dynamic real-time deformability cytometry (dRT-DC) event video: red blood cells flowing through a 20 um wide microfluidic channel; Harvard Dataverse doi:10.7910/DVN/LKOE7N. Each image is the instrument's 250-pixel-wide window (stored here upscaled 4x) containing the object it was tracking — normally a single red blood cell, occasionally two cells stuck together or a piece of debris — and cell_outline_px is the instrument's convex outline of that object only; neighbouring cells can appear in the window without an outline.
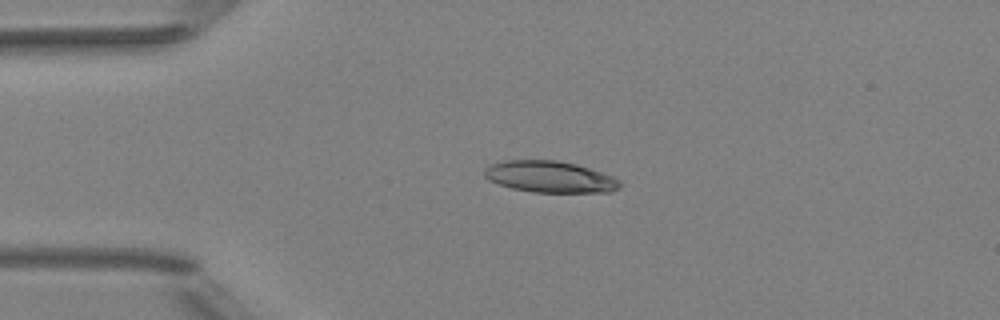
{"species": "Egyptian fruit bat (a non-hibernating species)", "species_latin": "Rousettus aegyptiacus", "temperature_condition": "room temperature", "stored_images_in_passage": 2, "camera_frame_rate_fps": 3000, "um_per_image_px": 0.085, "animal": {"sex": "female"}, "frame": {"image": 1, "passage_image": 1, "time_ms": 0.0, "image_size_px": [1000, 320], "cell_outline_px": [[620, 188], [612, 192], [532, 192], [512, 188], [488, 180], [484, 176], [484, 168], [492, 164], [504, 160], [556, 160], [576, 164], [612, 176], [620, 180]], "centroid_in_image_um": [46.73, 15.03], "position_along_channel_um": 38.3, "area_um2": 24.8}}